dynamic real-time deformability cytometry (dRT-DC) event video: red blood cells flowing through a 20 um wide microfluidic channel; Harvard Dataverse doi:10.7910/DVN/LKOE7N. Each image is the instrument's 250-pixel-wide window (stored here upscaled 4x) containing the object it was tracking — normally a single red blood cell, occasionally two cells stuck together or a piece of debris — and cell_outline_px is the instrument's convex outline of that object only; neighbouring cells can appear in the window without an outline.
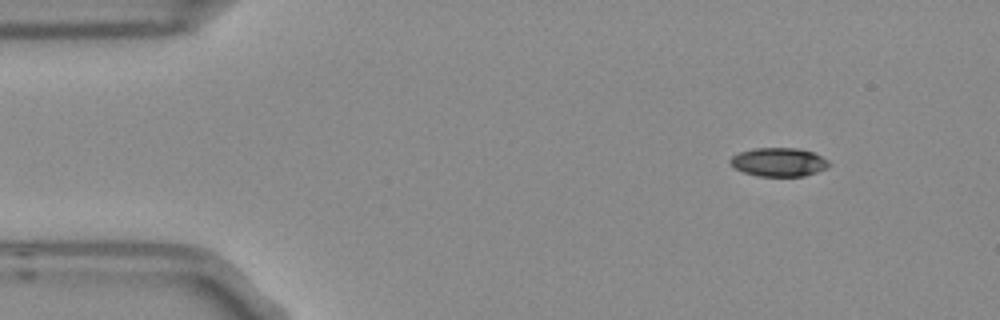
{"species": "Egyptian fruit bat (a non-hibernating species)", "species_latin": "Rousettus aegyptiacus", "temperature_condition": "room temperature", "stored_images_in_passage": 8, "camera_frame_rate_fps": 3000, "um_per_image_px": 0.085, "frame": {"image": 1, "passage_image": 1, "time_ms": 0.0, "image_size_px": [1000, 320], "cell_outline_px": [[828, 168], [804, 176], [760, 176], [744, 172], [728, 164], [728, 160], [732, 156], [740, 152], [756, 148], [796, 148], [812, 152], [828, 160]], "centroid_in_image_um": [66.17, 13.78], "position_along_channel_um": 18.8, "area_um2": 16.36}}
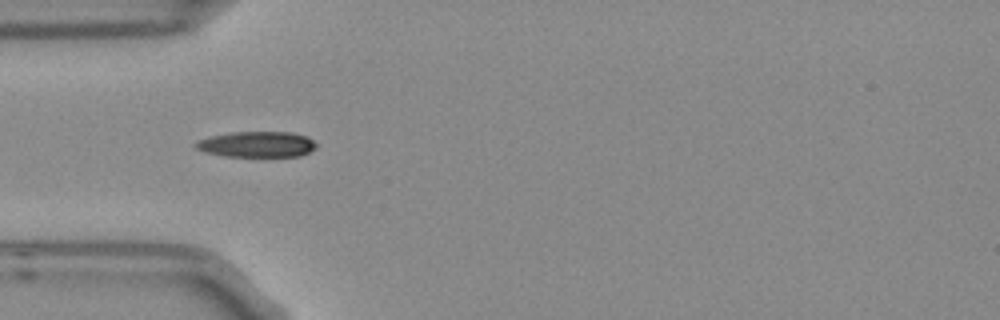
{"frame": {"image": 2, "passage_image": 4, "time_ms": 1.0, "image_size_px": [1000, 320], "cell_outline_px": [[316, 148], [300, 156], [224, 156], [204, 152], [196, 148], [192, 144], [196, 140], [212, 136], [232, 132], [292, 132], [308, 136], [316, 144]], "centroid_in_image_um": [21.81, 12.26], "position_along_channel_um": 63.2, "area_um2": 18.15}}
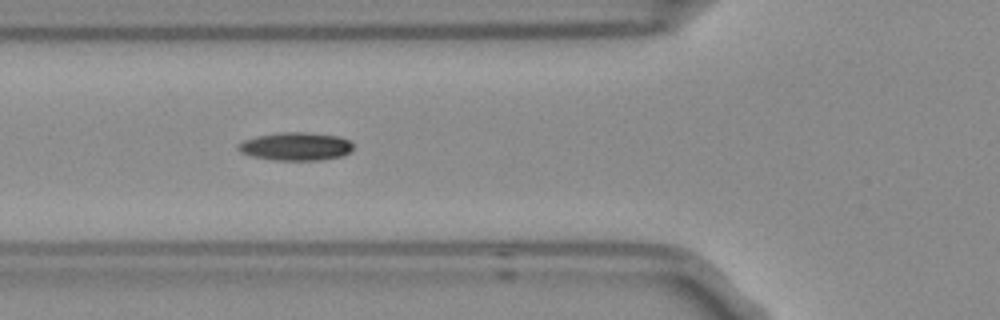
{"frame": {"image": 3, "passage_image": 5, "time_ms": 1.333, "image_size_px": [1000, 320], "cell_outline_px": [[352, 148], [348, 152], [340, 156], [320, 160], [276, 160], [252, 156], [240, 152], [236, 148], [244, 140], [256, 136], [276, 132], [308, 132], [340, 136], [348, 140], [352, 144]], "centroid_in_image_um": [25.12, 12.43], "position_along_channel_um": 100.7, "area_um2": 18.79}}